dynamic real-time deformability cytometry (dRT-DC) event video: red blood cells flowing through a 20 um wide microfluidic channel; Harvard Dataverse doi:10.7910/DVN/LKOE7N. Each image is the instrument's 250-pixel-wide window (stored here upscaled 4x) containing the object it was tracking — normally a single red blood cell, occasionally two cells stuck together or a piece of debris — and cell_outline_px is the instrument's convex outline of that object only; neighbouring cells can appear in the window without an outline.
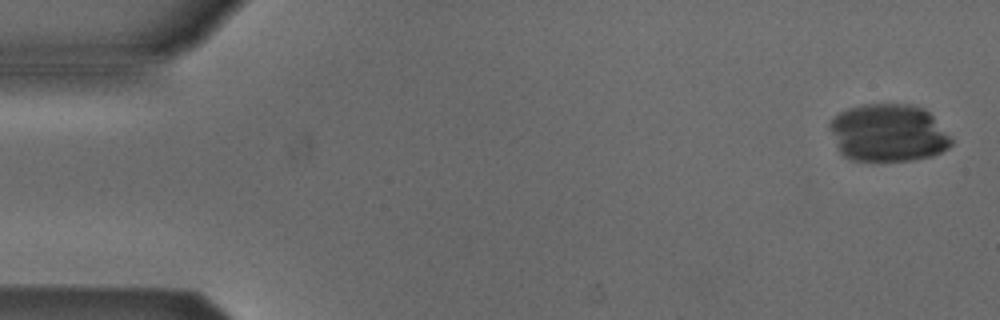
{"species": "Egyptian fruit bat (a non-hibernating species)", "species_latin": "Rousettus aegyptiacus", "temperature_condition": "cold", "stored_images_in_passage": 5, "camera_frame_rate_fps": 3000, "um_per_image_px": 0.085, "animal": {"sex": "male"}, "frame": {"image": 1, "passage_image": 1, "time_ms": 0.0, "image_size_px": [1000, 320], "cell_outline_px": [[952, 144], [948, 148], [932, 156], [912, 160], [852, 160], [844, 156], [840, 152], [828, 128], [828, 124], [832, 116], [848, 108], [864, 104], [904, 104], [924, 108], [932, 116], [952, 140]], "centroid_in_image_um": [75.45, 11.29], "position_along_channel_um": 9.6, "area_um2": 40.69}}